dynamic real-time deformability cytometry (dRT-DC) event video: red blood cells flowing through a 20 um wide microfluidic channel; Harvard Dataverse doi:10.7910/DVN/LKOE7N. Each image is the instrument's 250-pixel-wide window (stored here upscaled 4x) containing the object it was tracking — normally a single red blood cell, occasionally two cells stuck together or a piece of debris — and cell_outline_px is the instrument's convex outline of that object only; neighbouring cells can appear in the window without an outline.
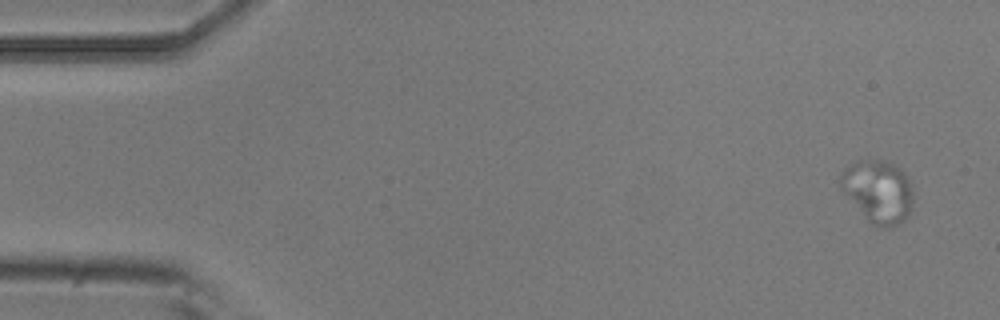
{"species": "common noctule bat (a hibernating species)", "species_latin": "Nyctalus noctula", "temperature_condition": "room temperature", "stored_images_in_passage": 6, "camera_frame_rate_fps": 3000, "um_per_image_px": 0.085, "animal": {"sex": "male", "body_mass_g": 20.5, "forearm_length_mm": 52.5}, "frame": {"image": 1, "passage_image": 1, "time_ms": 0.0, "image_size_px": [1000, 320], "cell_outline_px": [[912, 208], [908, 216], [900, 224], [888, 228], [880, 228], [872, 224], [868, 220], [840, 188], [840, 172], [848, 164], [856, 160], [884, 160], [900, 168], [912, 180]], "centroid_in_image_um": [74.66, 16.25], "position_along_channel_um": 10.3, "area_um2": 26.88}}
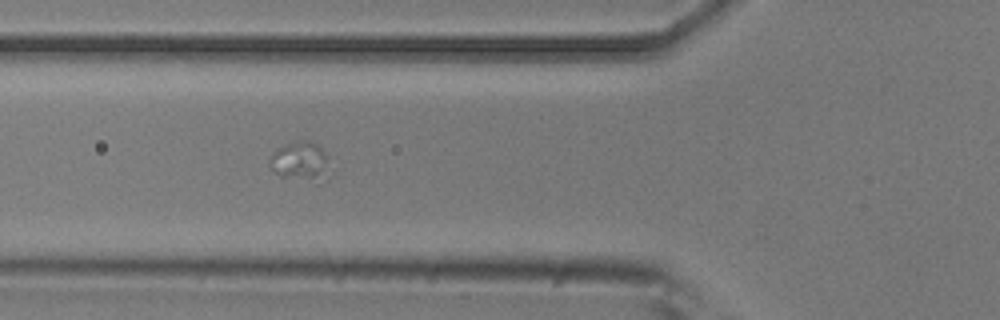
{"frame": {"image": 2, "passage_image": 6, "time_ms": 1.667, "image_size_px": [1000, 320], "cell_outline_px": [[332, 176], [328, 180], [320, 184], [316, 184], [280, 176], [268, 164], [268, 160], [280, 148], [288, 144], [300, 140], [316, 144], [324, 152]], "centroid_in_image_um": [25.63, 13.83], "position_along_channel_um": 100.2, "area_um2": 13.99}}